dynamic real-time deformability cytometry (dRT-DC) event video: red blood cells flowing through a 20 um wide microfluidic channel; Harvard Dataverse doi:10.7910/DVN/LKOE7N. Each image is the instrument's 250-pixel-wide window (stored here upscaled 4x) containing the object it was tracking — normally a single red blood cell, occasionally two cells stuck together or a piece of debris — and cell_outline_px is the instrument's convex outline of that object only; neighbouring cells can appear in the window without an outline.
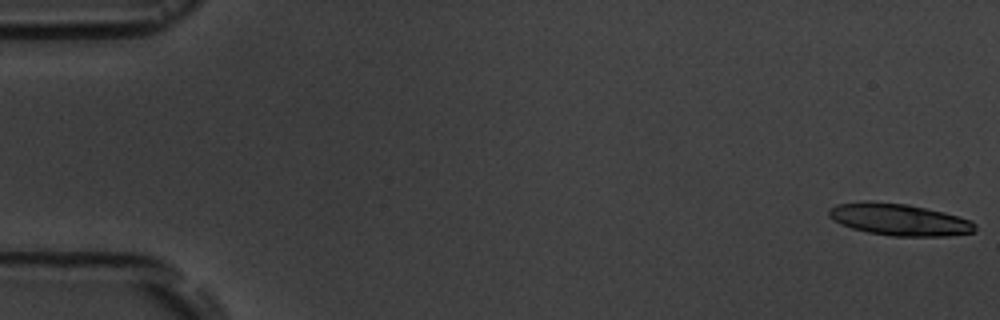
{"species": "common noctule bat (a hibernating species)", "species_latin": "Nyctalus noctula", "temperature_condition": "room temperature", "stored_images_in_passage": 7, "segment_of_instrument_passage": [1, 2], "camera_frame_rate_fps": 3000, "um_per_image_px": 0.085, "animal": {"sex": "male", "body_mass_g": 19.5, "forearm_length_mm": 54.6}, "frame": {"image": 1, "passage_image": 1, "time_ms": 0.0, "image_size_px": [1000, 320], "cell_outline_px": [[976, 232], [948, 236], [892, 236], [868, 232], [852, 228], [840, 224], [832, 220], [828, 216], [828, 208], [836, 204], [908, 204], [944, 212], [972, 220], [976, 224]], "centroid_in_image_um": [76.52, 18.71], "position_along_channel_um": 8.5, "area_um2": 26.47}}